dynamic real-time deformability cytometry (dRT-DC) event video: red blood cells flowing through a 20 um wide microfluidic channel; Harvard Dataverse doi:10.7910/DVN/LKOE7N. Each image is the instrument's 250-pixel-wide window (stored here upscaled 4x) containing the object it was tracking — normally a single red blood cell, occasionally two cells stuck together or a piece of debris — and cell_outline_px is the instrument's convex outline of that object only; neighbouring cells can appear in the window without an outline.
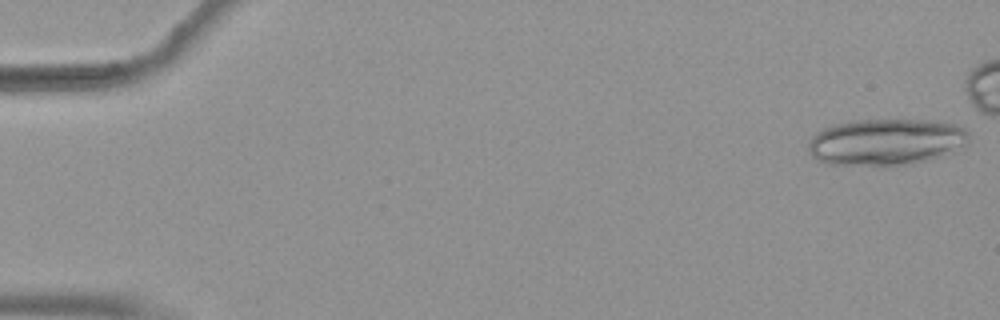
{"species": "common noctule bat (a hibernating species)", "species_latin": "Nyctalus noctula", "temperature_condition": "warm", "stored_images_in_passage": 21, "camera_frame_rate_fps": 3000, "um_per_image_px": 0.085, "animal": {"sex": "female", "body_mass_g": 19.9}, "frame": {"image": 1, "passage_image": 1, "time_ms": 0.0, "image_size_px": [1000, 320], "cell_outline_px": [[968, 144], [952, 152], [940, 156], [912, 164], [884, 168], [880, 168], [828, 164], [816, 160], [808, 152], [808, 140], [816, 132], [832, 124], [852, 120], [940, 120], [960, 124], [968, 132]], "centroid_in_image_um": [75.29, 12.09], "position_along_channel_um": 9.7, "area_um2": 45.08}}